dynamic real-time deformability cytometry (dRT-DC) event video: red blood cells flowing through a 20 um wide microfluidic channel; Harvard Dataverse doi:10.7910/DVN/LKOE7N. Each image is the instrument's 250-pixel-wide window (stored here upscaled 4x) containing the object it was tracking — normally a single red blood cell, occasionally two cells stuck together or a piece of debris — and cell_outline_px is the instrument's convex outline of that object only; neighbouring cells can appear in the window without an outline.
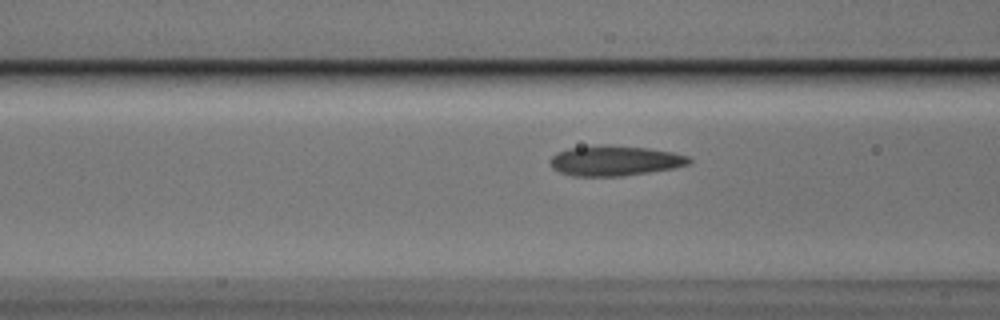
{"species": "Egyptian fruit bat (a non-hibernating species)", "species_latin": "Rousettus aegyptiacus", "temperature_condition": "cold", "stored_images_in_passage": 11, "camera_frame_rate_fps": 3000, "um_per_image_px": 0.085, "animal": {"sex": "male"}, "frame": {"image": 1, "passage_image": 8, "time_ms": 2.333, "image_size_px": [1000, 320], "cell_outline_px": [[692, 160], [688, 164], [672, 168], [648, 172], [620, 176], [572, 176], [560, 172], [552, 168], [552, 156], [556, 152], [568, 148], [600, 144], [608, 144], [648, 148], [672, 152], [688, 156]], "centroid_in_image_um": [52.24, 13.64], "position_along_channel_um": 114.4, "area_um2": 24.39}}